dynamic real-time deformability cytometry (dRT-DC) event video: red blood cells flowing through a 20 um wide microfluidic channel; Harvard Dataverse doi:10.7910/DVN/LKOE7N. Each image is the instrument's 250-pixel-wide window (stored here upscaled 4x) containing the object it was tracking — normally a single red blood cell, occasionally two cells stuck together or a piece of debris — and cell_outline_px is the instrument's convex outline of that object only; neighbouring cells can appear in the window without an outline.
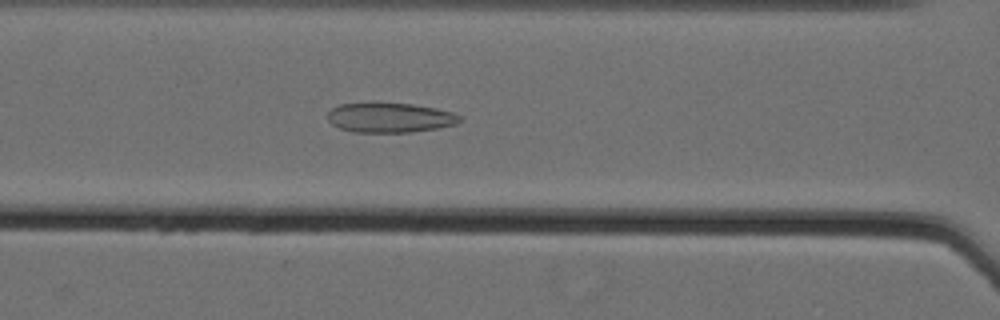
{"species": "Egyptian fruit bat (a non-hibernating species)", "species_latin": "Rousettus aegyptiacus", "temperature_condition": "cold", "stored_images_in_passage": 60, "camera_frame_rate_fps": 3000, "um_per_image_px": 0.085, "animal": {"sex": "female"}, "frame": {"image": 1, "passage_image": 30, "time_ms": 9.667, "image_size_px": [1000, 320], "cell_outline_px": [[460, 120], [456, 124], [436, 128], [408, 132], [352, 132], [340, 128], [332, 124], [328, 120], [328, 112], [332, 108], [340, 104], [376, 100], [412, 104], [436, 108], [452, 112], [460, 116]], "centroid_in_image_um": [33.08, 9.95], "position_along_channel_um": 133.5, "area_um2": 23.47}}
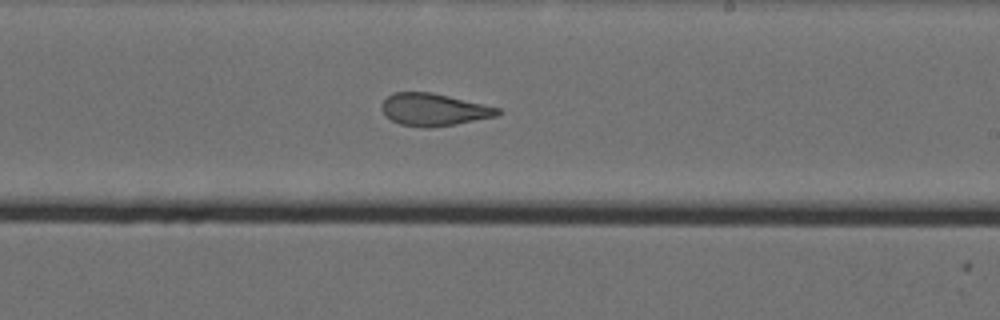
{"frame": {"image": 2, "passage_image": 40, "time_ms": 13.0, "image_size_px": [1000, 320], "cell_outline_px": [[500, 112], [496, 116], [456, 124], [428, 128], [424, 128], [400, 124], [384, 116], [380, 108], [380, 104], [392, 92], [432, 92], [484, 104], [500, 108]], "centroid_in_image_um": [36.82, 9.31], "position_along_channel_um": 252.2, "area_um2": 21.96}}
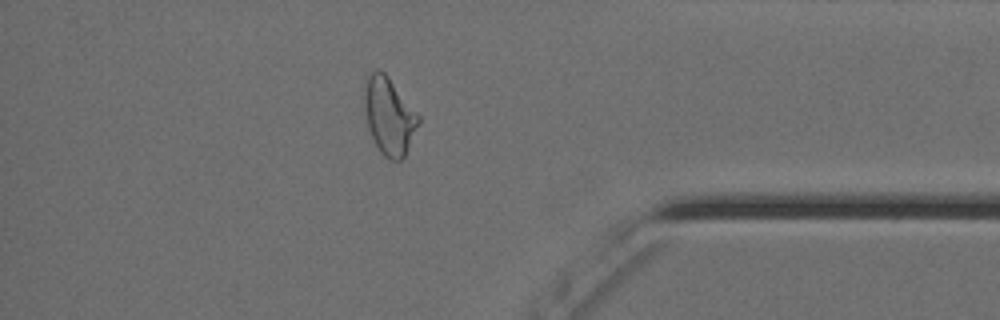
{"frame": {"image": 3, "passage_image": 54, "time_ms": 17.667, "image_size_px": [1000, 320], "cell_outline_px": [[420, 120], [404, 156], [400, 160], [392, 160], [384, 156], [380, 152], [368, 128], [364, 112], [364, 92], [368, 76], [372, 72], [384, 72], [388, 76], [420, 116]], "centroid_in_image_um": [33.06, 9.87], "position_along_channel_um": 402.1, "area_um2": 23.81}, "authors_computed_cell_mechanics": {"area_um2": 26.5302, "velocity_mm_per_s": 3.5638, "shape_relaxation_time_tau1_ms": null, "shape_relaxation_time_tau2_ms": 1.8983, "deformation_change_tau1": null, "deformation_change_tau2": 0.1082}}